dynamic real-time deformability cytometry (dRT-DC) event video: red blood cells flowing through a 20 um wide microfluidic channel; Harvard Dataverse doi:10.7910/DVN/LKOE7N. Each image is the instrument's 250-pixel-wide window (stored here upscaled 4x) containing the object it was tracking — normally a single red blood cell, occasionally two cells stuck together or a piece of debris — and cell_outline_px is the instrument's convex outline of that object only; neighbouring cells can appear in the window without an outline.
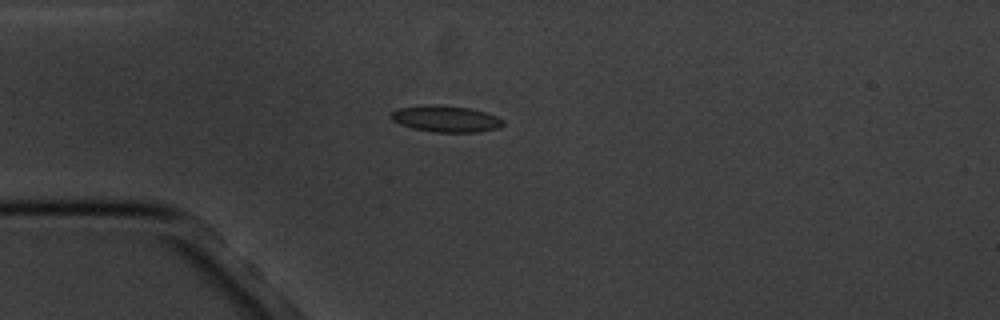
{"species": "common noctule bat (a hibernating species)", "species_latin": "Nyctalus noctula", "temperature_condition": "cold", "stored_images_in_passage": 1, "camera_frame_rate_fps": 3000, "um_per_image_px": 0.085, "animal": {"sex": "male", "body_mass_g": 20.1, "forearm_length_mm": 53.5}, "frame": {"image": 1, "passage_image": 1, "time_ms": 0.0, "image_size_px": [1000, 320], "cell_outline_px": [[504, 124], [496, 128], [480, 132], [432, 132], [412, 128], [400, 124], [392, 120], [388, 116], [396, 108], [428, 104], [436, 104], [472, 108], [496, 116], [504, 120]], "centroid_in_image_um": [37.85, 10.09], "position_along_channel_um": 47.1, "area_um2": 17.46}}